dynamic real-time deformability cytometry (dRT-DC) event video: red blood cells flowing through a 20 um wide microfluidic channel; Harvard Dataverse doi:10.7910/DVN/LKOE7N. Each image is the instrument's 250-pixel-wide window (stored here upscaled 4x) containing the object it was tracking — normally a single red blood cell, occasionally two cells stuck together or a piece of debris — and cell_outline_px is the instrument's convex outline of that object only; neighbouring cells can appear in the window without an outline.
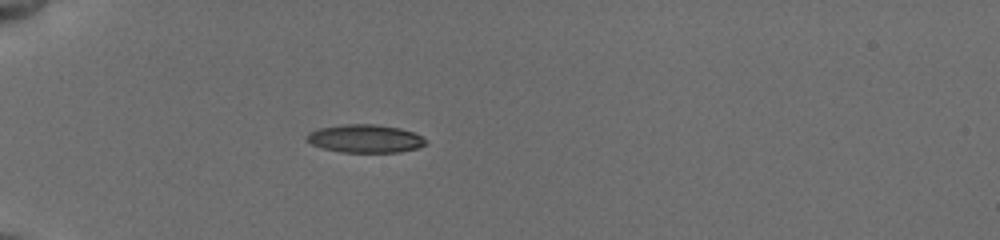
{"species": "common noctule bat (a hibernating species)", "species_latin": "Nyctalus noctula", "temperature_condition": "cold", "stored_images_in_passage": 3, "camera_frame_rate_fps": 3000, "um_per_image_px": 0.085, "animal": {"sex": "female", "body_mass_g": 19.5, "forearm_length_mm": 54.1}, "frame": {"image": 1, "passage_image": 1, "time_ms": 0.0, "image_size_px": [1000, 240], "cell_outline_px": [[428, 144], [420, 148], [400, 152], [340, 152], [324, 148], [312, 144], [304, 140], [304, 136], [308, 132], [320, 128], [344, 124], [372, 124], [400, 128], [412, 132], [428, 140]], "centroid_in_image_um": [31.04, 11.79], "position_along_channel_um": 54.0, "area_um2": 19.65}}